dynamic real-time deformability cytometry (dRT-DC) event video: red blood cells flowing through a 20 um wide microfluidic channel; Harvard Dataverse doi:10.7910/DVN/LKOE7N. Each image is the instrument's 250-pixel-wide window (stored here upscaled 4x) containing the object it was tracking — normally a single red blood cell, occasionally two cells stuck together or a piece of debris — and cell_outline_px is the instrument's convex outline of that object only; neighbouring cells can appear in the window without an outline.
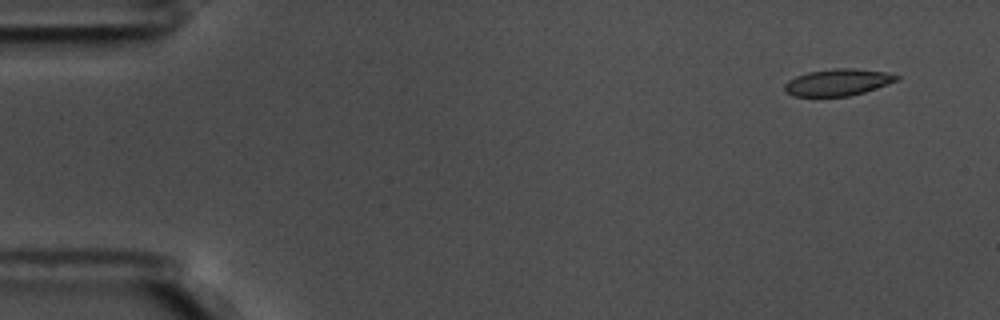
{"species": "common noctule bat (a hibernating species)", "species_latin": "Nyctalus noctula", "temperature_condition": "warm", "stored_images_in_passage": 54, "camera_frame_rate_fps": 3000, "um_per_image_px": 0.085, "animal": {"sex": "male", "body_mass_g": 17.5, "forearm_length_mm": 52.3}, "frame": {"image": 1, "passage_image": 1, "time_ms": 0.0, "image_size_px": [1000, 320], "cell_outline_px": [[900, 80], [864, 92], [848, 96], [792, 96], [784, 92], [784, 84], [788, 80], [796, 76], [808, 72], [832, 68], [852, 68], [888, 72], [900, 76]], "centroid_in_image_um": [71.21, 6.99], "position_along_channel_um": 13.8, "area_um2": 17.63}}
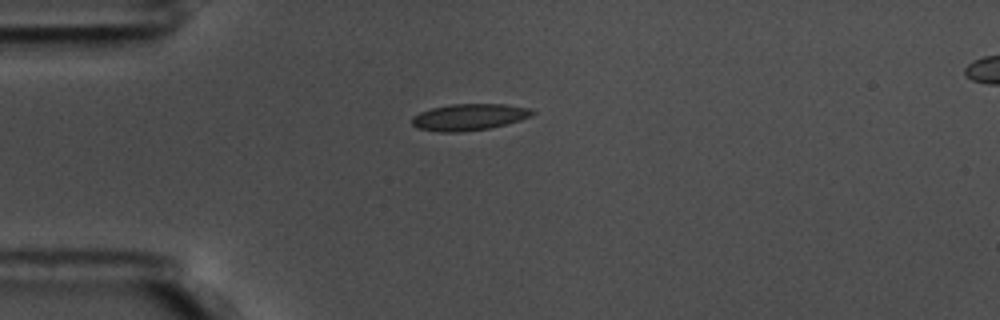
{"frame": {"image": 2, "passage_image": 12, "time_ms": 3.667, "image_size_px": [1000, 320], "cell_outline_px": [[536, 112], [532, 116], [520, 120], [488, 128], [460, 132], [440, 132], [416, 128], [412, 124], [412, 116], [420, 112], [432, 108], [452, 104], [504, 104], [532, 108]], "centroid_in_image_um": [39.88, 9.94], "position_along_channel_um": 45.1, "area_um2": 18.61}}
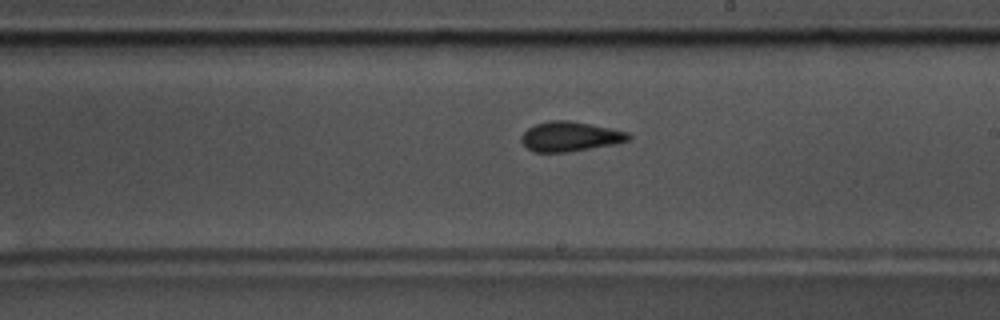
{"frame": {"image": 3, "passage_image": 30, "time_ms": 9.667, "image_size_px": [1000, 320], "cell_outline_px": [[632, 136], [628, 140], [616, 144], [568, 152], [532, 152], [520, 140], [520, 136], [528, 128], [536, 124], [548, 120], [572, 120], [628, 132]], "centroid_in_image_um": [48.44, 11.6], "position_along_channel_um": 240.6, "area_um2": 18.67}, "authors_computed_cell_mechanics": {"area_um2": 17.8891, "velocity_mm_per_s": 3.59, "shape_relaxation_time_tau1_ms": 6.0138, "shape_relaxation_time_tau2_ms": 1.7431, "deformation_change_tau1": 0.155, "deformation_change_tau2": 0.076}}